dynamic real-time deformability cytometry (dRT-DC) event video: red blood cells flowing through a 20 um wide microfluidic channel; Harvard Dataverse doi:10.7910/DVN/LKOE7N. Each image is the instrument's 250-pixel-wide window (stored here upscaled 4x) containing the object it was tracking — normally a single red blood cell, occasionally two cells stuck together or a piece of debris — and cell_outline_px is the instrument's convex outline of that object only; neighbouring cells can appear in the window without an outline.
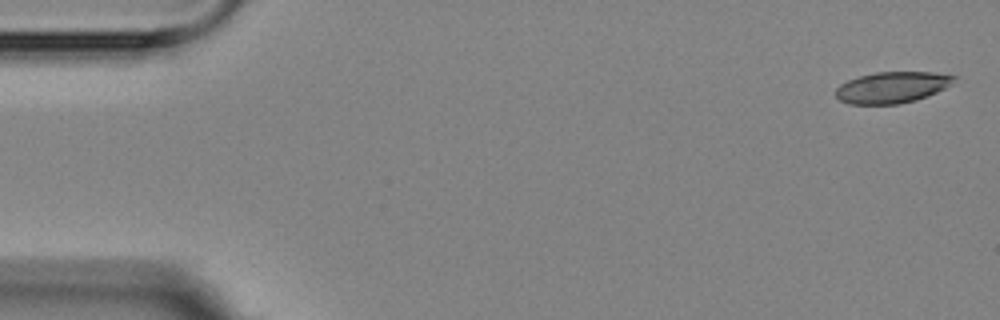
{"species": "Egyptian fruit bat (a non-hibernating species)", "species_latin": "Rousettus aegyptiacus", "temperature_condition": "room temperature", "stored_images_in_passage": 5, "camera_frame_rate_fps": 3000, "um_per_image_px": 0.085, "animal": {"sex": "female"}, "frame": {"image": 1, "passage_image": 1, "time_ms": 0.0, "image_size_px": [1000, 320], "cell_outline_px": [[960, 76], [952, 84], [936, 92], [916, 100], [900, 104], [848, 104], [840, 100], [836, 96], [836, 88], [840, 84], [848, 80], [860, 76], [876, 72], [932, 72]], "centroid_in_image_um": [75.85, 7.42], "position_along_channel_um": 9.2, "area_um2": 21.62}}
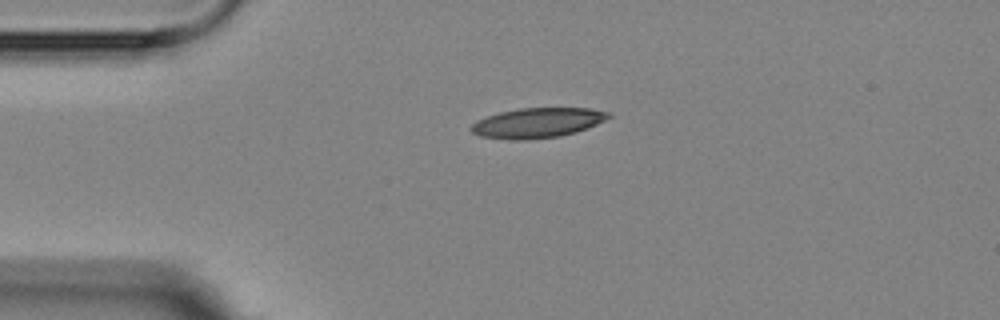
{"frame": {"image": 2, "passage_image": 3, "time_ms": 3.667, "image_size_px": [1000, 320], "cell_outline_px": [[612, 116], [596, 124], [576, 132], [560, 136], [528, 140], [512, 140], [480, 136], [472, 132], [468, 128], [476, 120], [500, 112], [520, 108], [592, 108], [612, 112]], "centroid_in_image_um": [45.69, 10.44], "position_along_channel_um": 39.3, "area_um2": 24.1}}
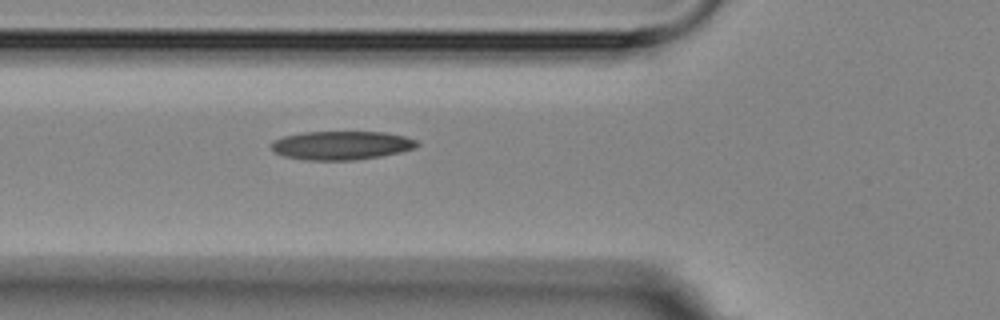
{"frame": {"image": 3, "passage_image": 5, "time_ms": 6.0, "image_size_px": [1000, 320], "cell_outline_px": [[420, 144], [416, 148], [400, 152], [380, 156], [356, 160], [304, 160], [284, 156], [276, 152], [272, 148], [272, 140], [284, 136], [300, 132], [384, 132], [404, 136], [416, 140]], "centroid_in_image_um": [29.03, 12.35], "position_along_channel_um": 96.8, "area_um2": 24.39}}